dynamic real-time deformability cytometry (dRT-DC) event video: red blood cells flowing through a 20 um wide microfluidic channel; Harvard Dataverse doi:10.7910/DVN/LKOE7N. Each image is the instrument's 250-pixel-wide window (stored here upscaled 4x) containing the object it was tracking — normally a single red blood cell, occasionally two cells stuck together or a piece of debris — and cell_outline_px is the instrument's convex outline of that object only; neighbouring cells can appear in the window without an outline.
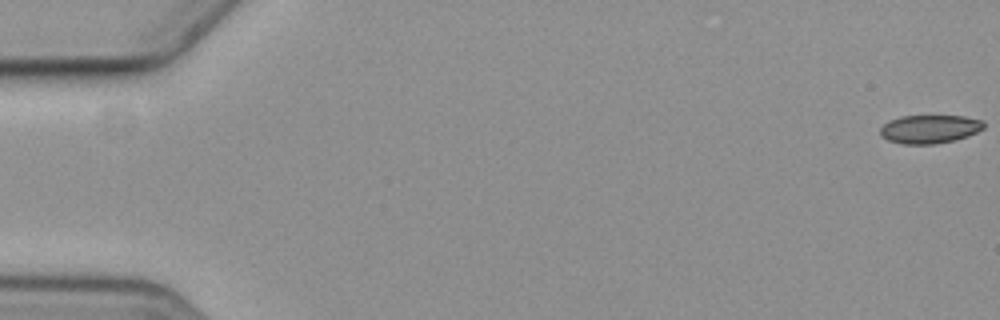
{"species": "common noctule bat (a hibernating species)", "species_latin": "Nyctalus noctula", "temperature_condition": "cold", "stored_images_in_passage": 15, "camera_frame_rate_fps": 3000, "um_per_image_px": 0.085, "animal": {"sex": "female", "body_mass_g": 19.3, "forearm_length_mm": 54.1}, "frame": {"image": 1, "passage_image": 1, "time_ms": 0.0, "image_size_px": [1000, 320], "cell_outline_px": [[984, 128], [968, 136], [956, 140], [936, 144], [904, 144], [888, 140], [880, 136], [880, 128], [888, 120], [900, 116], [964, 116], [984, 120]], "centroid_in_image_um": [79.02, 10.97], "position_along_channel_um": 6.0, "area_um2": 17.34}}